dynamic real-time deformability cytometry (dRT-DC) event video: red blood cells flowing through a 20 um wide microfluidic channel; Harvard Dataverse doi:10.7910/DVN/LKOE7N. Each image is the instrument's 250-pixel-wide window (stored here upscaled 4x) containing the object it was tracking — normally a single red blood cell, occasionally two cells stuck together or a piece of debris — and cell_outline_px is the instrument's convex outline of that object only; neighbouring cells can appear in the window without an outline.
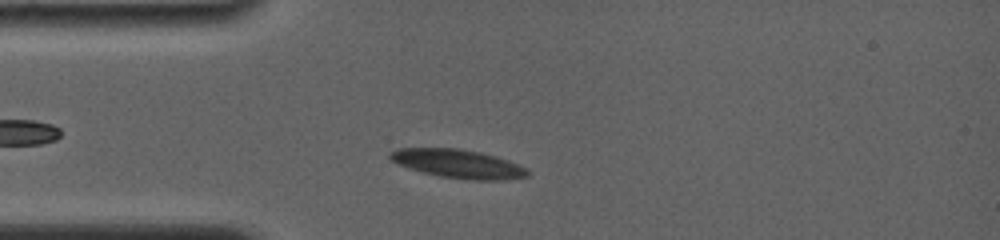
{"species": "common noctule bat (a hibernating species)", "species_latin": "Nyctalus noctula", "temperature_condition": "room temperature", "stored_images_in_passage": 41, "camera_frame_rate_fps": 4000, "um_per_image_px": 0.085, "animal": {"sex": "female", "body_mass_g": 19.0, "forearm_length_mm": 56.7}, "frame": {"image": 1, "passage_image": 6, "time_ms": 2.0, "image_size_px": [1000, 240], "cell_outline_px": [[528, 176], [504, 180], [472, 180], [440, 176], [408, 168], [392, 160], [388, 156], [388, 152], [400, 148], [460, 148], [480, 152], [496, 156], [508, 160], [528, 168]], "centroid_in_image_um": [38.96, 13.91], "position_along_channel_um": 46.0, "area_um2": 22.89}}
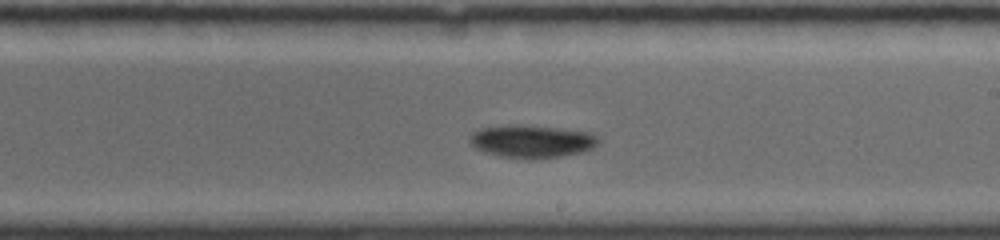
{"frame": {"image": 2, "passage_image": 23, "time_ms": 7.75, "image_size_px": [1000, 240], "cell_outline_px": [[600, 140], [592, 148], [584, 152], [560, 156], [532, 160], [528, 160], [500, 156], [484, 152], [476, 148], [468, 140], [468, 136], [472, 132], [480, 128], [508, 124], [520, 124], [588, 132], [596, 136]], "centroid_in_image_um": [45.14, 12.02], "position_along_channel_um": 243.9, "area_um2": 24.8}}
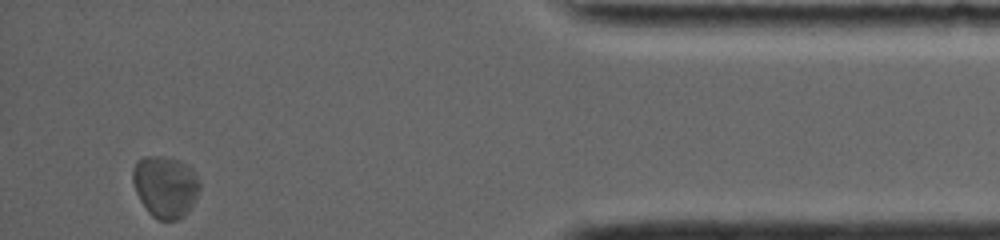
{"frame": {"image": 3, "passage_image": 41, "time_ms": 13.75, "image_size_px": [1000, 240], "cell_outline_px": [[200, 188], [192, 204], [184, 216], [176, 220], [156, 220], [148, 212], [140, 200], [136, 192], [132, 180], [132, 168], [136, 160], [144, 156], [164, 156], [188, 164], [200, 180]], "centroid_in_image_um": [14.03, 15.85], "position_along_channel_um": 421.2, "area_um2": 24.22}, "authors_computed_cell_mechanics": {"area_um2": 23.2934, "velocity_mm_per_s": 3.6274, "shape_relaxation_time_tau1_ms": 2.4668, "shape_relaxation_time_tau2_ms": null, "deformation_change_tau1": 0.0759, "deformation_change_tau2": null}}